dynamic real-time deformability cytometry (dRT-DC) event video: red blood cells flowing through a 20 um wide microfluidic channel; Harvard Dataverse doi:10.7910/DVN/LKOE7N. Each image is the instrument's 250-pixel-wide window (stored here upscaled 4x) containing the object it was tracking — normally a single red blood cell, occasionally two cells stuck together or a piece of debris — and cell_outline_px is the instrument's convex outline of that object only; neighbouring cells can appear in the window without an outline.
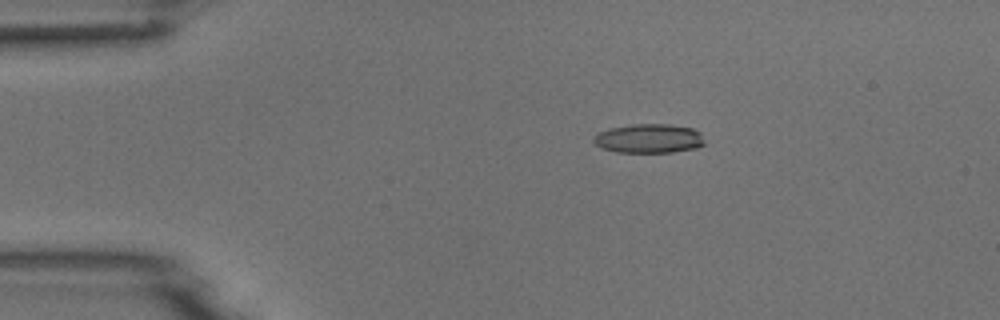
{"species": "common noctule bat (a hibernating species)", "species_latin": "Nyctalus noctula", "temperature_condition": "room temperature", "stored_images_in_passage": 5, "camera_frame_rate_fps": 3000, "um_per_image_px": 0.085, "animal": {"sex": "male", "body_mass_g": 18.8}, "frame": {"image": 1, "passage_image": 3, "time_ms": 3.0, "image_size_px": [1000, 320], "cell_outline_px": [[704, 144], [696, 148], [672, 152], [616, 152], [600, 148], [592, 140], [592, 136], [596, 132], [608, 128], [632, 124], [668, 124], [692, 128], [700, 132], [704, 140]], "centroid_in_image_um": [55.1, 11.77], "position_along_channel_um": 29.9, "area_um2": 19.07}}
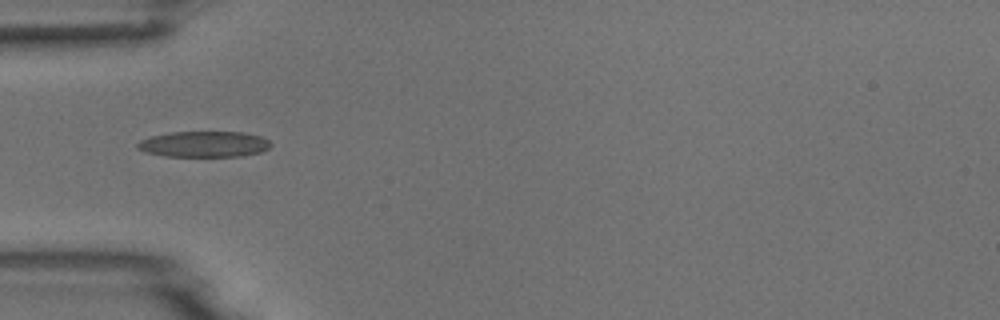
{"frame": {"image": 2, "passage_image": 5, "time_ms": 5.333, "image_size_px": [1000, 320], "cell_outline_px": [[272, 144], [268, 148], [260, 152], [244, 156], [164, 156], [144, 152], [136, 148], [136, 144], [140, 140], [152, 136], [168, 132], [244, 132], [260, 136], [268, 140]], "centroid_in_image_um": [17.32, 12.25], "position_along_channel_um": 67.7, "area_um2": 20.17}}